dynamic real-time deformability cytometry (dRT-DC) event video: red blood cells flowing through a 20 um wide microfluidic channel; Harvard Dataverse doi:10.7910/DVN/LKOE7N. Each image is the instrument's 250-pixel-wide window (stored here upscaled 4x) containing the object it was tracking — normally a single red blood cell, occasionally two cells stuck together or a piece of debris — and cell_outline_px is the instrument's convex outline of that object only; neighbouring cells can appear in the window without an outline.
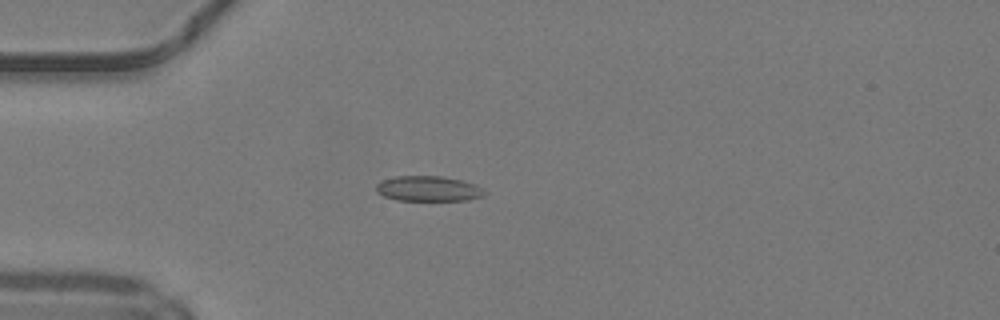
{"species": "common noctule bat (a hibernating species)", "species_latin": "Nyctalus noctula", "temperature_condition": "warm", "stored_images_in_passage": 35, "camera_frame_rate_fps": 3000, "um_per_image_px": 0.085, "animal": {"sex": "male", "body_mass_g": 19.2, "forearm_length_mm": 51.8}, "frame": {"image": 1, "passage_image": 6, "time_ms": 1.667, "image_size_px": [1000, 320], "cell_outline_px": [[488, 192], [484, 196], [468, 200], [396, 200], [384, 196], [376, 192], [376, 184], [384, 180], [396, 176], [444, 176], [476, 184]], "centroid_in_image_um": [36.44, 16.04], "position_along_channel_um": 48.6, "area_um2": 16.01}}
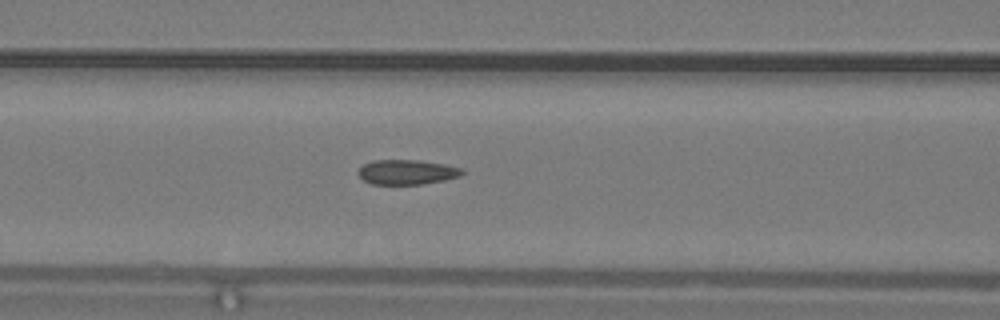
{"frame": {"image": 2, "passage_image": 13, "time_ms": 4.0, "image_size_px": [1000, 320], "cell_outline_px": [[464, 172], [460, 176], [444, 180], [420, 184], [372, 184], [364, 180], [356, 172], [364, 164], [372, 160], [416, 160], [444, 164], [460, 168]], "centroid_in_image_um": [34.55, 14.62], "position_along_channel_um": 132.0, "area_um2": 14.85}}
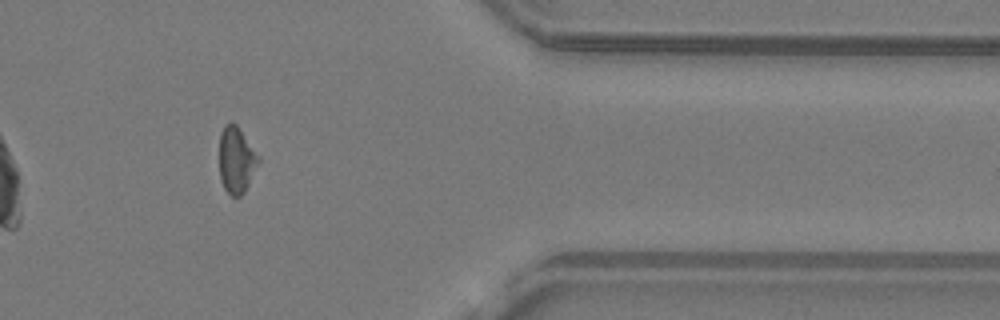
{"frame": {"image": 3, "passage_image": 33, "time_ms": 10.667, "image_size_px": [1000, 320], "cell_outline_px": [[260, 160], [244, 192], [240, 196], [232, 196], [224, 188], [220, 180], [220, 132], [224, 124], [232, 120], [236, 124], [260, 156]], "centroid_in_image_um": [20.08, 13.56], "position_along_channel_um": 391.3, "area_um2": 15.14}, "authors_computed_cell_mechanics": {"area_um2": 15.7794, "velocity_mm_per_s": 4.2176, "shape_relaxation_time_tau1_ms": null, "shape_relaxation_time_tau2_ms": 2.5093, "deformation_change_tau1": null, "deformation_change_tau2": 0.0834}}